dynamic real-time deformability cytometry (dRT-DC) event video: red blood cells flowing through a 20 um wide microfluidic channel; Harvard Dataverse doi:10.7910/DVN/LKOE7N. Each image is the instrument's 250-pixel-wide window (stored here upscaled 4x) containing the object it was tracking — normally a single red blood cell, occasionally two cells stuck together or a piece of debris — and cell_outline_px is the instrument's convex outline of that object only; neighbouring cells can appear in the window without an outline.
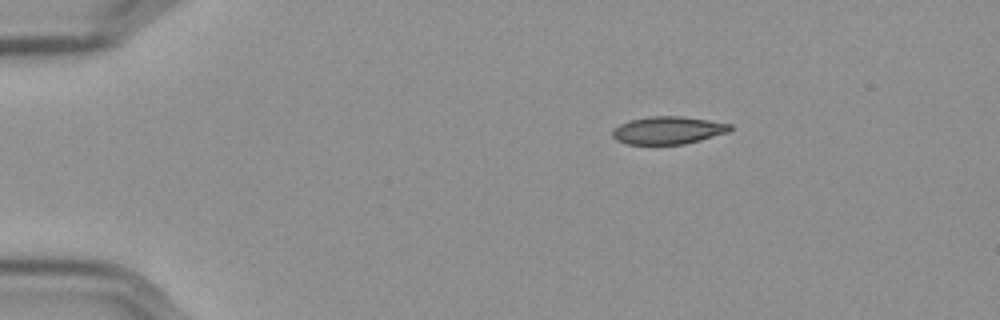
{"species": "Egyptian fruit bat (a non-hibernating species)", "species_latin": "Rousettus aegyptiacus", "temperature_condition": "cold", "stored_images_in_passage": 48, "camera_frame_rate_fps": 3000, "um_per_image_px": 0.085, "frame": {"image": 1, "passage_image": 1, "time_ms": 0.0, "image_size_px": [1000, 320], "cell_outline_px": [[732, 128], [728, 132], [700, 140], [684, 144], [628, 144], [616, 140], [612, 136], [612, 128], [620, 124], [632, 120], [648, 116], [684, 116], [732, 124]], "centroid_in_image_um": [56.77, 11.07], "position_along_channel_um": 28.2, "area_um2": 18.96}}
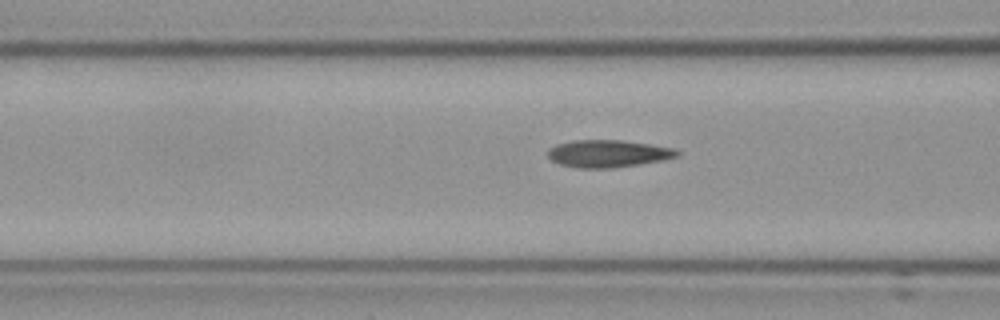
{"frame": {"image": 2, "passage_image": 14, "time_ms": 4.333, "image_size_px": [1000, 320], "cell_outline_px": [[680, 152], [676, 156], [660, 160], [640, 164], [612, 168], [580, 168], [560, 164], [552, 160], [548, 156], [548, 148], [556, 144], [572, 140], [624, 140], [676, 148]], "centroid_in_image_um": [51.66, 13.04], "position_along_channel_um": 114.9, "area_um2": 20.58}}
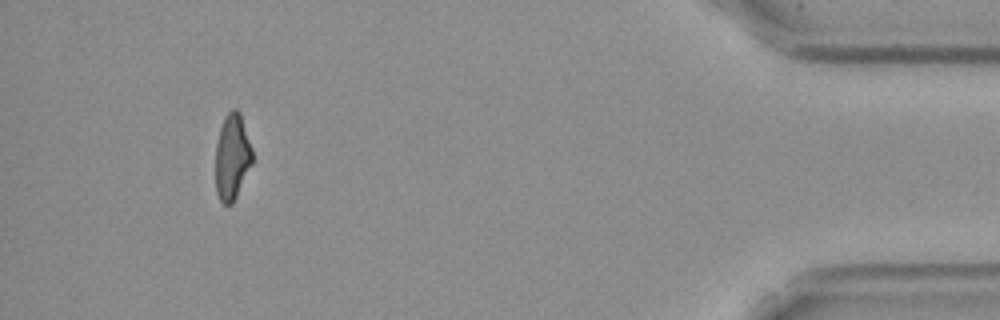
{"frame": {"image": 3, "passage_image": 44, "time_ms": 14.333, "image_size_px": [1000, 320], "cell_outline_px": [[252, 164], [232, 204], [224, 204], [220, 200], [216, 192], [216, 140], [224, 116], [232, 108], [236, 108], [240, 112], [252, 148]], "centroid_in_image_um": [19.73, 13.3], "position_along_channel_um": 415.5, "area_um2": 18.44}, "authors_computed_cell_mechanics": {"area_um2": 19.9699, "velocity_mm_per_s": 3.6008, "shape_relaxation_time_tau1_ms": 6.4865, "shape_relaxation_time_tau2_ms": 2.2392, "deformation_change_tau1": 0.1934, "deformation_change_tau2": 0.0938}}